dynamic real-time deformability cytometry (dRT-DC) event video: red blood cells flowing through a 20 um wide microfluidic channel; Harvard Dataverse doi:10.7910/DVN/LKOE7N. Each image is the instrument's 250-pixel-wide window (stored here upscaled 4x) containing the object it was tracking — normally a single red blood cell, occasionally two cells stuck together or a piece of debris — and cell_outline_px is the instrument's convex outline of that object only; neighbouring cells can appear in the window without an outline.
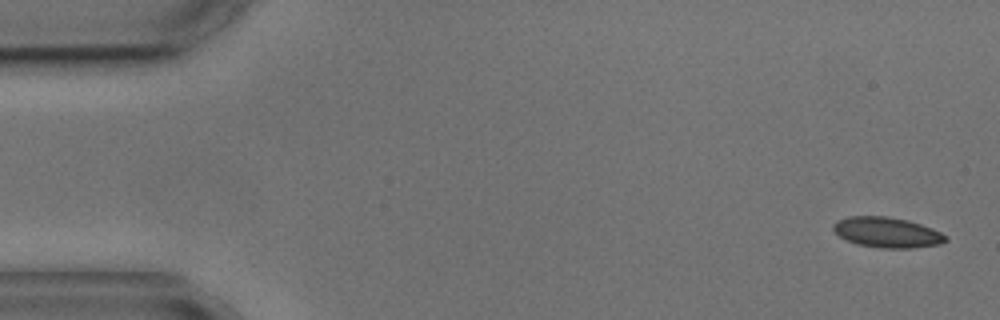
{"species": "common noctule bat (a hibernating species)", "species_latin": "Nyctalus noctula", "temperature_condition": "cold", "stored_images_in_passage": 6, "segment_of_instrument_passage": [2, 2], "camera_frame_rate_fps": 3000, "um_per_image_px": 0.085, "animal": {"sex": "male", "body_mass_g": 17.9, "forearm_length_mm": 54.2}, "frame": {"image": 1, "passage_image": 6, "time_ms": 6.0, "image_size_px": [1000, 320], "cell_outline_px": [[948, 240], [940, 244], [912, 248], [880, 248], [856, 244], [840, 236], [832, 228], [832, 224], [836, 220], [848, 216], [888, 216], [908, 220], [932, 228], [948, 236]], "centroid_in_image_um": [75.4, 19.75], "position_along_channel_um": 9.6, "area_um2": 20.0}}